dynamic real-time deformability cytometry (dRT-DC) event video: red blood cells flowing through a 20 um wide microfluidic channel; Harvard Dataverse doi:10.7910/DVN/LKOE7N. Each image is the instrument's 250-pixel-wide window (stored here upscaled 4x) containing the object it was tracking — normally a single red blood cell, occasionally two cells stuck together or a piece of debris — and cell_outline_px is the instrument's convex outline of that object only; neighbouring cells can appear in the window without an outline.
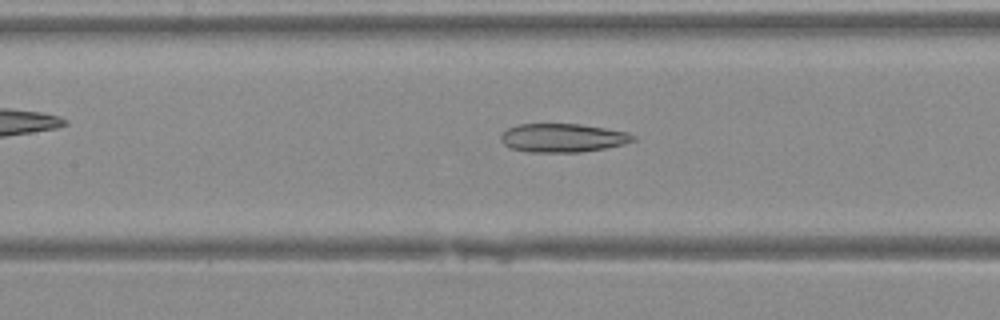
{"species": "Egyptian fruit bat (a non-hibernating species)", "species_latin": "Rousettus aegyptiacus", "temperature_condition": "warm", "stored_images_in_passage": 41, "camera_frame_rate_fps": 3000, "um_per_image_px": 0.085, "animal": {"sex": "female"}, "frame": {"image": 1, "passage_image": 19, "time_ms": 6.0, "image_size_px": [1000, 320], "cell_outline_px": [[636, 140], [624, 144], [604, 148], [580, 152], [528, 152], [508, 148], [500, 140], [500, 136], [508, 128], [516, 124], [580, 124], [628, 132], [636, 136]], "centroid_in_image_um": [47.82, 11.72], "position_along_channel_um": 159.6, "area_um2": 22.14}}
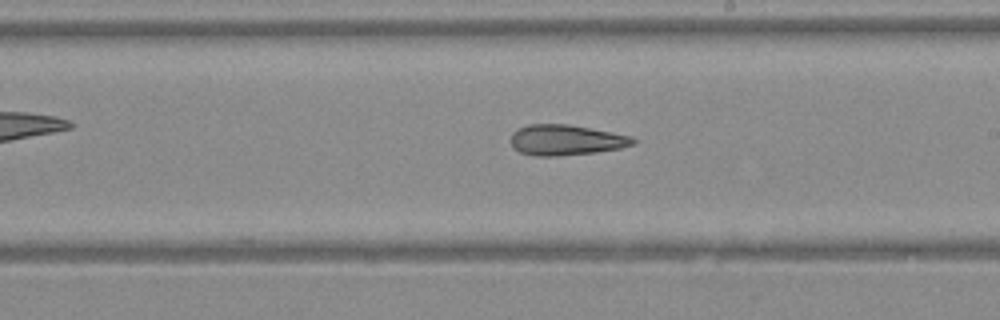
{"frame": {"image": 2, "passage_image": 24, "time_ms": 7.667, "image_size_px": [1000, 320], "cell_outline_px": [[640, 140], [636, 144], [620, 148], [596, 152], [560, 156], [536, 156], [520, 152], [512, 148], [512, 132], [528, 124], [568, 124], [632, 136]], "centroid_in_image_um": [48.14, 11.91], "position_along_channel_um": 240.9, "area_um2": 21.85}}
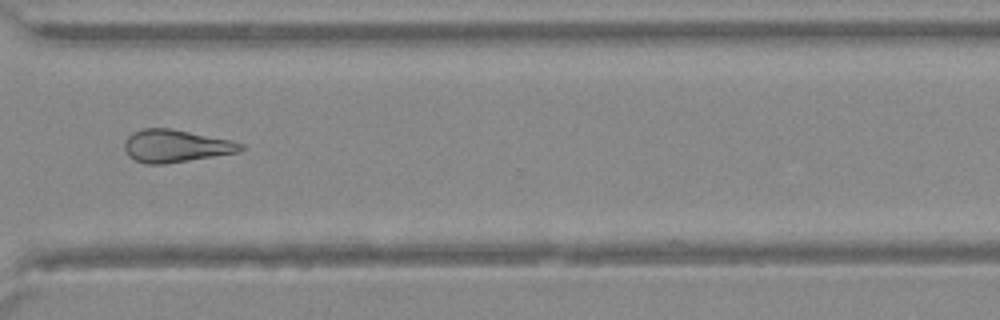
{"frame": {"image": 3, "passage_image": 31, "time_ms": 10.0, "image_size_px": [1000, 320], "cell_outline_px": [[244, 148], [236, 152], [164, 164], [144, 164], [128, 156], [124, 148], [124, 140], [132, 132], [144, 128], [172, 128], [232, 140], [244, 144]], "centroid_in_image_um": [14.89, 12.39], "position_along_channel_um": 355.7, "area_um2": 22.02}}